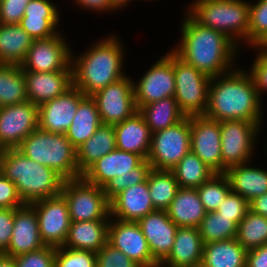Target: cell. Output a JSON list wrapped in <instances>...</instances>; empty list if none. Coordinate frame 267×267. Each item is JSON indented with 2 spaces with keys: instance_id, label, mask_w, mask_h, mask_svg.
Listing matches in <instances>:
<instances>
[{
  "instance_id": "33",
  "label": "cell",
  "mask_w": 267,
  "mask_h": 267,
  "mask_svg": "<svg viewBox=\"0 0 267 267\" xmlns=\"http://www.w3.org/2000/svg\"><path fill=\"white\" fill-rule=\"evenodd\" d=\"M33 40L19 24L0 23V64L21 65Z\"/></svg>"
},
{
  "instance_id": "43",
  "label": "cell",
  "mask_w": 267,
  "mask_h": 267,
  "mask_svg": "<svg viewBox=\"0 0 267 267\" xmlns=\"http://www.w3.org/2000/svg\"><path fill=\"white\" fill-rule=\"evenodd\" d=\"M54 267H96V253L56 247Z\"/></svg>"
},
{
  "instance_id": "12",
  "label": "cell",
  "mask_w": 267,
  "mask_h": 267,
  "mask_svg": "<svg viewBox=\"0 0 267 267\" xmlns=\"http://www.w3.org/2000/svg\"><path fill=\"white\" fill-rule=\"evenodd\" d=\"M129 75L108 84L95 92V100L102 124L115 125L123 122L137 112L133 80Z\"/></svg>"
},
{
  "instance_id": "19",
  "label": "cell",
  "mask_w": 267,
  "mask_h": 267,
  "mask_svg": "<svg viewBox=\"0 0 267 267\" xmlns=\"http://www.w3.org/2000/svg\"><path fill=\"white\" fill-rule=\"evenodd\" d=\"M153 259L160 265L170 254L178 226L166 210H155L138 221Z\"/></svg>"
},
{
  "instance_id": "55",
  "label": "cell",
  "mask_w": 267,
  "mask_h": 267,
  "mask_svg": "<svg viewBox=\"0 0 267 267\" xmlns=\"http://www.w3.org/2000/svg\"><path fill=\"white\" fill-rule=\"evenodd\" d=\"M112 6L117 10V11H122L126 7H128V4L133 3V1H138V0H110Z\"/></svg>"
},
{
  "instance_id": "52",
  "label": "cell",
  "mask_w": 267,
  "mask_h": 267,
  "mask_svg": "<svg viewBox=\"0 0 267 267\" xmlns=\"http://www.w3.org/2000/svg\"><path fill=\"white\" fill-rule=\"evenodd\" d=\"M246 267H267V244L247 251Z\"/></svg>"
},
{
  "instance_id": "41",
  "label": "cell",
  "mask_w": 267,
  "mask_h": 267,
  "mask_svg": "<svg viewBox=\"0 0 267 267\" xmlns=\"http://www.w3.org/2000/svg\"><path fill=\"white\" fill-rule=\"evenodd\" d=\"M253 1L249 0L248 49L267 41V0Z\"/></svg>"
},
{
  "instance_id": "7",
  "label": "cell",
  "mask_w": 267,
  "mask_h": 267,
  "mask_svg": "<svg viewBox=\"0 0 267 267\" xmlns=\"http://www.w3.org/2000/svg\"><path fill=\"white\" fill-rule=\"evenodd\" d=\"M263 127L244 120L220 122L222 173L231 166L254 161Z\"/></svg>"
},
{
  "instance_id": "36",
  "label": "cell",
  "mask_w": 267,
  "mask_h": 267,
  "mask_svg": "<svg viewBox=\"0 0 267 267\" xmlns=\"http://www.w3.org/2000/svg\"><path fill=\"white\" fill-rule=\"evenodd\" d=\"M171 171L178 186L183 188H198L215 174L192 151L187 153Z\"/></svg>"
},
{
  "instance_id": "15",
  "label": "cell",
  "mask_w": 267,
  "mask_h": 267,
  "mask_svg": "<svg viewBox=\"0 0 267 267\" xmlns=\"http://www.w3.org/2000/svg\"><path fill=\"white\" fill-rule=\"evenodd\" d=\"M38 129V106L26 101L0 107V149L17 148Z\"/></svg>"
},
{
  "instance_id": "9",
  "label": "cell",
  "mask_w": 267,
  "mask_h": 267,
  "mask_svg": "<svg viewBox=\"0 0 267 267\" xmlns=\"http://www.w3.org/2000/svg\"><path fill=\"white\" fill-rule=\"evenodd\" d=\"M175 99L186 115H204L211 77L188 64L174 52Z\"/></svg>"
},
{
  "instance_id": "18",
  "label": "cell",
  "mask_w": 267,
  "mask_h": 267,
  "mask_svg": "<svg viewBox=\"0 0 267 267\" xmlns=\"http://www.w3.org/2000/svg\"><path fill=\"white\" fill-rule=\"evenodd\" d=\"M86 95L74 85L62 95L38 106V128L65 134L77 112L79 102Z\"/></svg>"
},
{
  "instance_id": "11",
  "label": "cell",
  "mask_w": 267,
  "mask_h": 267,
  "mask_svg": "<svg viewBox=\"0 0 267 267\" xmlns=\"http://www.w3.org/2000/svg\"><path fill=\"white\" fill-rule=\"evenodd\" d=\"M159 57L139 80H133L137 110L141 106L175 95L174 51L169 49Z\"/></svg>"
},
{
  "instance_id": "1",
  "label": "cell",
  "mask_w": 267,
  "mask_h": 267,
  "mask_svg": "<svg viewBox=\"0 0 267 267\" xmlns=\"http://www.w3.org/2000/svg\"><path fill=\"white\" fill-rule=\"evenodd\" d=\"M180 40L172 50L185 62L209 77L235 69L240 48L225 34L197 23L185 10Z\"/></svg>"
},
{
  "instance_id": "26",
  "label": "cell",
  "mask_w": 267,
  "mask_h": 267,
  "mask_svg": "<svg viewBox=\"0 0 267 267\" xmlns=\"http://www.w3.org/2000/svg\"><path fill=\"white\" fill-rule=\"evenodd\" d=\"M113 127L117 149L148 158L152 133L139 111Z\"/></svg>"
},
{
  "instance_id": "22",
  "label": "cell",
  "mask_w": 267,
  "mask_h": 267,
  "mask_svg": "<svg viewBox=\"0 0 267 267\" xmlns=\"http://www.w3.org/2000/svg\"><path fill=\"white\" fill-rule=\"evenodd\" d=\"M53 0H31L19 25L34 39H46L59 32L61 12Z\"/></svg>"
},
{
  "instance_id": "37",
  "label": "cell",
  "mask_w": 267,
  "mask_h": 267,
  "mask_svg": "<svg viewBox=\"0 0 267 267\" xmlns=\"http://www.w3.org/2000/svg\"><path fill=\"white\" fill-rule=\"evenodd\" d=\"M147 183L154 209L167 210L179 188L173 172L151 169Z\"/></svg>"
},
{
  "instance_id": "28",
  "label": "cell",
  "mask_w": 267,
  "mask_h": 267,
  "mask_svg": "<svg viewBox=\"0 0 267 267\" xmlns=\"http://www.w3.org/2000/svg\"><path fill=\"white\" fill-rule=\"evenodd\" d=\"M109 220L71 221L63 247L97 253L108 242Z\"/></svg>"
},
{
  "instance_id": "38",
  "label": "cell",
  "mask_w": 267,
  "mask_h": 267,
  "mask_svg": "<svg viewBox=\"0 0 267 267\" xmlns=\"http://www.w3.org/2000/svg\"><path fill=\"white\" fill-rule=\"evenodd\" d=\"M236 240L247 251L267 244V218L249 210L238 224Z\"/></svg>"
},
{
  "instance_id": "10",
  "label": "cell",
  "mask_w": 267,
  "mask_h": 267,
  "mask_svg": "<svg viewBox=\"0 0 267 267\" xmlns=\"http://www.w3.org/2000/svg\"><path fill=\"white\" fill-rule=\"evenodd\" d=\"M190 151V116H186L174 126L152 133L147 160L152 169L171 171Z\"/></svg>"
},
{
  "instance_id": "21",
  "label": "cell",
  "mask_w": 267,
  "mask_h": 267,
  "mask_svg": "<svg viewBox=\"0 0 267 267\" xmlns=\"http://www.w3.org/2000/svg\"><path fill=\"white\" fill-rule=\"evenodd\" d=\"M46 246L41 239L38 219L30 204L14 209L13 231L9 246L2 252L14 258Z\"/></svg>"
},
{
  "instance_id": "44",
  "label": "cell",
  "mask_w": 267,
  "mask_h": 267,
  "mask_svg": "<svg viewBox=\"0 0 267 267\" xmlns=\"http://www.w3.org/2000/svg\"><path fill=\"white\" fill-rule=\"evenodd\" d=\"M251 49L256 52V56L250 69L248 67L246 70L252 76L259 97L263 100L262 96L267 93V49L262 45L251 46Z\"/></svg>"
},
{
  "instance_id": "47",
  "label": "cell",
  "mask_w": 267,
  "mask_h": 267,
  "mask_svg": "<svg viewBox=\"0 0 267 267\" xmlns=\"http://www.w3.org/2000/svg\"><path fill=\"white\" fill-rule=\"evenodd\" d=\"M96 267H140L108 242L96 253Z\"/></svg>"
},
{
  "instance_id": "50",
  "label": "cell",
  "mask_w": 267,
  "mask_h": 267,
  "mask_svg": "<svg viewBox=\"0 0 267 267\" xmlns=\"http://www.w3.org/2000/svg\"><path fill=\"white\" fill-rule=\"evenodd\" d=\"M14 223V209L0 208V253L8 246L11 240Z\"/></svg>"
},
{
  "instance_id": "48",
  "label": "cell",
  "mask_w": 267,
  "mask_h": 267,
  "mask_svg": "<svg viewBox=\"0 0 267 267\" xmlns=\"http://www.w3.org/2000/svg\"><path fill=\"white\" fill-rule=\"evenodd\" d=\"M31 0H1L0 23L19 24Z\"/></svg>"
},
{
  "instance_id": "25",
  "label": "cell",
  "mask_w": 267,
  "mask_h": 267,
  "mask_svg": "<svg viewBox=\"0 0 267 267\" xmlns=\"http://www.w3.org/2000/svg\"><path fill=\"white\" fill-rule=\"evenodd\" d=\"M204 242L196 227H178L173 248L159 267H197L201 265Z\"/></svg>"
},
{
  "instance_id": "42",
  "label": "cell",
  "mask_w": 267,
  "mask_h": 267,
  "mask_svg": "<svg viewBox=\"0 0 267 267\" xmlns=\"http://www.w3.org/2000/svg\"><path fill=\"white\" fill-rule=\"evenodd\" d=\"M151 169V164L145 159L139 166L128 172V174L119 175L108 181L102 187L107 199L111 201L124 189L145 182Z\"/></svg>"
},
{
  "instance_id": "30",
  "label": "cell",
  "mask_w": 267,
  "mask_h": 267,
  "mask_svg": "<svg viewBox=\"0 0 267 267\" xmlns=\"http://www.w3.org/2000/svg\"><path fill=\"white\" fill-rule=\"evenodd\" d=\"M116 149L113 125L102 124L95 133L76 149L79 174H82L104 155Z\"/></svg>"
},
{
  "instance_id": "45",
  "label": "cell",
  "mask_w": 267,
  "mask_h": 267,
  "mask_svg": "<svg viewBox=\"0 0 267 267\" xmlns=\"http://www.w3.org/2000/svg\"><path fill=\"white\" fill-rule=\"evenodd\" d=\"M56 247L46 245L36 251L15 257L16 267H54Z\"/></svg>"
},
{
  "instance_id": "54",
  "label": "cell",
  "mask_w": 267,
  "mask_h": 267,
  "mask_svg": "<svg viewBox=\"0 0 267 267\" xmlns=\"http://www.w3.org/2000/svg\"><path fill=\"white\" fill-rule=\"evenodd\" d=\"M0 267H16L13 256L0 253Z\"/></svg>"
},
{
  "instance_id": "56",
  "label": "cell",
  "mask_w": 267,
  "mask_h": 267,
  "mask_svg": "<svg viewBox=\"0 0 267 267\" xmlns=\"http://www.w3.org/2000/svg\"><path fill=\"white\" fill-rule=\"evenodd\" d=\"M262 46L267 49V41Z\"/></svg>"
},
{
  "instance_id": "40",
  "label": "cell",
  "mask_w": 267,
  "mask_h": 267,
  "mask_svg": "<svg viewBox=\"0 0 267 267\" xmlns=\"http://www.w3.org/2000/svg\"><path fill=\"white\" fill-rule=\"evenodd\" d=\"M196 189L207 212H215L231 192L229 180L224 173H215Z\"/></svg>"
},
{
  "instance_id": "8",
  "label": "cell",
  "mask_w": 267,
  "mask_h": 267,
  "mask_svg": "<svg viewBox=\"0 0 267 267\" xmlns=\"http://www.w3.org/2000/svg\"><path fill=\"white\" fill-rule=\"evenodd\" d=\"M61 194L67 201L71 221L110 220V201L103 188L82 176L65 180Z\"/></svg>"
},
{
  "instance_id": "4",
  "label": "cell",
  "mask_w": 267,
  "mask_h": 267,
  "mask_svg": "<svg viewBox=\"0 0 267 267\" xmlns=\"http://www.w3.org/2000/svg\"><path fill=\"white\" fill-rule=\"evenodd\" d=\"M0 172L16 185L25 204L61 194L65 181L54 170L31 160L17 148L1 150Z\"/></svg>"
},
{
  "instance_id": "49",
  "label": "cell",
  "mask_w": 267,
  "mask_h": 267,
  "mask_svg": "<svg viewBox=\"0 0 267 267\" xmlns=\"http://www.w3.org/2000/svg\"><path fill=\"white\" fill-rule=\"evenodd\" d=\"M24 205L16 185L0 172V208L17 209Z\"/></svg>"
},
{
  "instance_id": "5",
  "label": "cell",
  "mask_w": 267,
  "mask_h": 267,
  "mask_svg": "<svg viewBox=\"0 0 267 267\" xmlns=\"http://www.w3.org/2000/svg\"><path fill=\"white\" fill-rule=\"evenodd\" d=\"M185 11L197 23L225 34L240 49L248 47L249 0H197L189 2Z\"/></svg>"
},
{
  "instance_id": "2",
  "label": "cell",
  "mask_w": 267,
  "mask_h": 267,
  "mask_svg": "<svg viewBox=\"0 0 267 267\" xmlns=\"http://www.w3.org/2000/svg\"><path fill=\"white\" fill-rule=\"evenodd\" d=\"M263 101L246 66L238 65L227 74L211 77L204 116L219 122L244 120L263 126Z\"/></svg>"
},
{
  "instance_id": "14",
  "label": "cell",
  "mask_w": 267,
  "mask_h": 267,
  "mask_svg": "<svg viewBox=\"0 0 267 267\" xmlns=\"http://www.w3.org/2000/svg\"><path fill=\"white\" fill-rule=\"evenodd\" d=\"M36 212L40 236L45 245L61 247L68 235L71 219L62 194L30 203Z\"/></svg>"
},
{
  "instance_id": "20",
  "label": "cell",
  "mask_w": 267,
  "mask_h": 267,
  "mask_svg": "<svg viewBox=\"0 0 267 267\" xmlns=\"http://www.w3.org/2000/svg\"><path fill=\"white\" fill-rule=\"evenodd\" d=\"M28 101L40 106L73 86V69L70 64L65 70L54 72L23 71Z\"/></svg>"
},
{
  "instance_id": "51",
  "label": "cell",
  "mask_w": 267,
  "mask_h": 267,
  "mask_svg": "<svg viewBox=\"0 0 267 267\" xmlns=\"http://www.w3.org/2000/svg\"><path fill=\"white\" fill-rule=\"evenodd\" d=\"M70 2H73L76 7L84 10V12L87 10L91 13H97V15L98 12L101 15L105 14L106 12L112 14H116L118 12L112 6L110 0H71Z\"/></svg>"
},
{
  "instance_id": "27",
  "label": "cell",
  "mask_w": 267,
  "mask_h": 267,
  "mask_svg": "<svg viewBox=\"0 0 267 267\" xmlns=\"http://www.w3.org/2000/svg\"><path fill=\"white\" fill-rule=\"evenodd\" d=\"M251 162L253 163V161H249L231 166L224 173L229 180L231 191L241 195L249 202L267 192V169Z\"/></svg>"
},
{
  "instance_id": "29",
  "label": "cell",
  "mask_w": 267,
  "mask_h": 267,
  "mask_svg": "<svg viewBox=\"0 0 267 267\" xmlns=\"http://www.w3.org/2000/svg\"><path fill=\"white\" fill-rule=\"evenodd\" d=\"M169 218L178 227L198 228L206 216L205 210L196 188L179 187L175 198L166 210Z\"/></svg>"
},
{
  "instance_id": "23",
  "label": "cell",
  "mask_w": 267,
  "mask_h": 267,
  "mask_svg": "<svg viewBox=\"0 0 267 267\" xmlns=\"http://www.w3.org/2000/svg\"><path fill=\"white\" fill-rule=\"evenodd\" d=\"M153 211L147 180L124 189L110 201V217L122 221L138 222Z\"/></svg>"
},
{
  "instance_id": "46",
  "label": "cell",
  "mask_w": 267,
  "mask_h": 267,
  "mask_svg": "<svg viewBox=\"0 0 267 267\" xmlns=\"http://www.w3.org/2000/svg\"><path fill=\"white\" fill-rule=\"evenodd\" d=\"M249 210V201L231 191L216 212L220 213L221 216L231 218L238 225Z\"/></svg>"
},
{
  "instance_id": "16",
  "label": "cell",
  "mask_w": 267,
  "mask_h": 267,
  "mask_svg": "<svg viewBox=\"0 0 267 267\" xmlns=\"http://www.w3.org/2000/svg\"><path fill=\"white\" fill-rule=\"evenodd\" d=\"M108 243L115 249L121 250L140 267H159L151 255L138 222L122 221L110 217Z\"/></svg>"
},
{
  "instance_id": "31",
  "label": "cell",
  "mask_w": 267,
  "mask_h": 267,
  "mask_svg": "<svg viewBox=\"0 0 267 267\" xmlns=\"http://www.w3.org/2000/svg\"><path fill=\"white\" fill-rule=\"evenodd\" d=\"M247 250L231 238L204 244L202 267H246Z\"/></svg>"
},
{
  "instance_id": "39",
  "label": "cell",
  "mask_w": 267,
  "mask_h": 267,
  "mask_svg": "<svg viewBox=\"0 0 267 267\" xmlns=\"http://www.w3.org/2000/svg\"><path fill=\"white\" fill-rule=\"evenodd\" d=\"M238 225L218 212H207L198 227L204 244L236 238Z\"/></svg>"
},
{
  "instance_id": "35",
  "label": "cell",
  "mask_w": 267,
  "mask_h": 267,
  "mask_svg": "<svg viewBox=\"0 0 267 267\" xmlns=\"http://www.w3.org/2000/svg\"><path fill=\"white\" fill-rule=\"evenodd\" d=\"M26 101V82L21 66L0 64V107Z\"/></svg>"
},
{
  "instance_id": "17",
  "label": "cell",
  "mask_w": 267,
  "mask_h": 267,
  "mask_svg": "<svg viewBox=\"0 0 267 267\" xmlns=\"http://www.w3.org/2000/svg\"><path fill=\"white\" fill-rule=\"evenodd\" d=\"M220 122L204 115L190 116V144L195 153L215 173H222Z\"/></svg>"
},
{
  "instance_id": "13",
  "label": "cell",
  "mask_w": 267,
  "mask_h": 267,
  "mask_svg": "<svg viewBox=\"0 0 267 267\" xmlns=\"http://www.w3.org/2000/svg\"><path fill=\"white\" fill-rule=\"evenodd\" d=\"M64 31L46 38L33 40L26 58L21 63L23 71L54 72L65 70L71 64V50Z\"/></svg>"
},
{
  "instance_id": "24",
  "label": "cell",
  "mask_w": 267,
  "mask_h": 267,
  "mask_svg": "<svg viewBox=\"0 0 267 267\" xmlns=\"http://www.w3.org/2000/svg\"><path fill=\"white\" fill-rule=\"evenodd\" d=\"M145 159L138 154L114 149L92 164L82 177L90 183L103 187L111 179L128 174Z\"/></svg>"
},
{
  "instance_id": "3",
  "label": "cell",
  "mask_w": 267,
  "mask_h": 267,
  "mask_svg": "<svg viewBox=\"0 0 267 267\" xmlns=\"http://www.w3.org/2000/svg\"><path fill=\"white\" fill-rule=\"evenodd\" d=\"M124 44L122 39L112 32L93 44L90 43V47L80 54L72 49L73 85L86 96H91L128 75L123 71L127 49Z\"/></svg>"
},
{
  "instance_id": "34",
  "label": "cell",
  "mask_w": 267,
  "mask_h": 267,
  "mask_svg": "<svg viewBox=\"0 0 267 267\" xmlns=\"http://www.w3.org/2000/svg\"><path fill=\"white\" fill-rule=\"evenodd\" d=\"M151 133L172 127L186 115L179 109L175 97H166L138 109Z\"/></svg>"
},
{
  "instance_id": "53",
  "label": "cell",
  "mask_w": 267,
  "mask_h": 267,
  "mask_svg": "<svg viewBox=\"0 0 267 267\" xmlns=\"http://www.w3.org/2000/svg\"><path fill=\"white\" fill-rule=\"evenodd\" d=\"M249 207L253 213L267 218V192L252 199L249 202Z\"/></svg>"
},
{
  "instance_id": "32",
  "label": "cell",
  "mask_w": 267,
  "mask_h": 267,
  "mask_svg": "<svg viewBox=\"0 0 267 267\" xmlns=\"http://www.w3.org/2000/svg\"><path fill=\"white\" fill-rule=\"evenodd\" d=\"M102 125L95 100L85 96L80 102L73 121L65 133L71 144L77 149L87 141Z\"/></svg>"
},
{
  "instance_id": "6",
  "label": "cell",
  "mask_w": 267,
  "mask_h": 267,
  "mask_svg": "<svg viewBox=\"0 0 267 267\" xmlns=\"http://www.w3.org/2000/svg\"><path fill=\"white\" fill-rule=\"evenodd\" d=\"M26 157L47 166L64 180L81 177L76 148L65 134L36 129L17 147Z\"/></svg>"
}]
</instances>
